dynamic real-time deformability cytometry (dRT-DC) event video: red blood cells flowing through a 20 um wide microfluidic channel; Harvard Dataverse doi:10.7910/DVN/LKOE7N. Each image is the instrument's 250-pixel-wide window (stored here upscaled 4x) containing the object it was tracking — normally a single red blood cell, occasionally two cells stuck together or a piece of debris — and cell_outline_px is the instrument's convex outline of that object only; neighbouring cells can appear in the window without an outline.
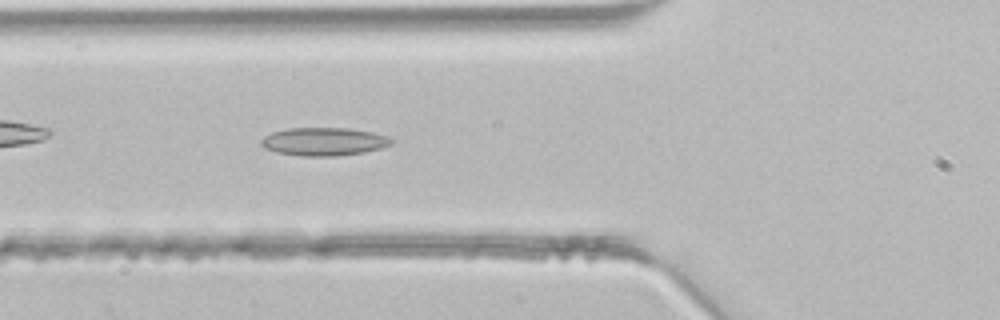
{"species": "common noctule bat (a hibernating species)", "species_latin": "Nyctalus noctula", "temperature_condition": "room temperature", "stored_images_in_passage": 43, "segment_of_instrument_passage": [1, 2], "camera_frame_rate_fps": 3000, "um_per_image_px": 0.085, "animal": {"sex": "male", "body_mass_g": 21.5, "forearm_length_mm": 52.0}, "frame": {"image": 1, "passage_image": 15, "time_ms": 4.667, "image_size_px": [1000, 320], "cell_outline_px": [[392, 144], [380, 148], [364, 152], [336, 156], [300, 156], [276, 152], [264, 148], [260, 144], [260, 140], [264, 136], [272, 132], [288, 128], [348, 128], [372, 132], [388, 136], [392, 140]], "centroid_in_image_um": [27.5, 12.03], "position_along_channel_um": 98.3, "area_um2": 21.39}}
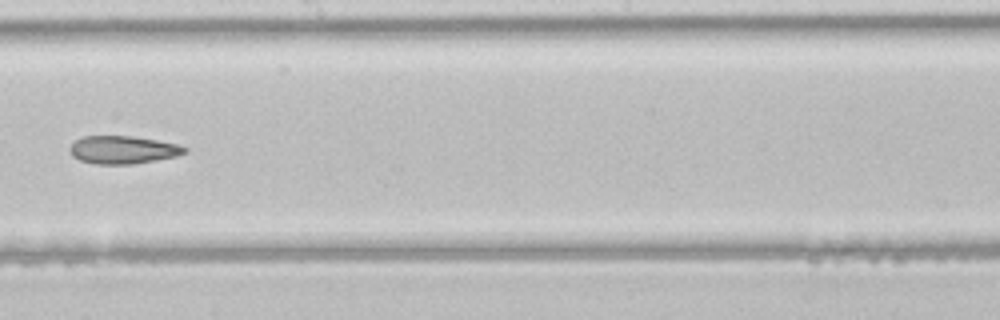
{"frame": {"image": 2, "passage_image": 24, "time_ms": 7.667, "image_size_px": [1000, 320], "cell_outline_px": [[188, 152], [176, 156], [156, 160], [132, 164], [96, 164], [80, 160], [72, 156], [68, 148], [80, 136], [132, 136], [180, 144], [188, 148]], "centroid_in_image_um": [10.46, 12.73], "position_along_channel_um": 237.7, "area_um2": 18.79}}
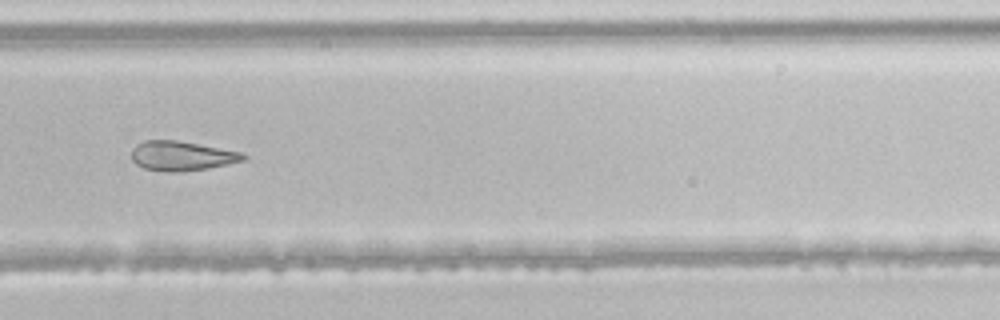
{"frame": {"image": 3, "passage_image": 29, "time_ms": 9.333, "image_size_px": [1000, 320], "cell_outline_px": [[248, 156], [244, 160], [228, 164], [208, 168], [180, 172], [168, 172], [144, 168], [136, 164], [132, 160], [132, 148], [136, 144], [144, 140], [176, 140], [244, 152]], "centroid_in_image_um": [15.46, 13.25], "position_along_channel_um": 314.3, "area_um2": 19.36}}